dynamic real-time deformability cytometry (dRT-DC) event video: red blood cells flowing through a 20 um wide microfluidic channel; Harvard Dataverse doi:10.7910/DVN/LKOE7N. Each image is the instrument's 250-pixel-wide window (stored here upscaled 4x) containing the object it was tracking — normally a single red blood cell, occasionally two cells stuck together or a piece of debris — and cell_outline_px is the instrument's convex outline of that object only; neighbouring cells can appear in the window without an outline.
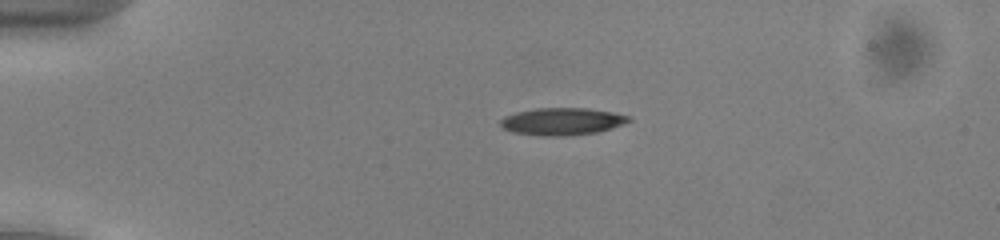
{"species": "common noctule bat (a hibernating species)", "species_latin": "Nyctalus noctula", "temperature_condition": "cold", "stored_images_in_passage": 48, "camera_frame_rate_fps": 3000, "um_per_image_px": 0.085, "animal": {"sex": "male", "body_mass_g": 13.0, "forearm_length_mm": 53.1}, "frame": {"image": 1, "passage_image": 8, "time_ms": 2.333, "image_size_px": [1000, 240], "cell_outline_px": [[632, 120], [612, 128], [596, 132], [568, 136], [540, 136], [512, 132], [504, 128], [500, 124], [500, 120], [504, 116], [516, 112], [536, 108], [588, 108], [612, 112], [632, 116]], "centroid_in_image_um": [47.78, 10.32], "position_along_channel_um": 37.2, "area_um2": 20.52}}
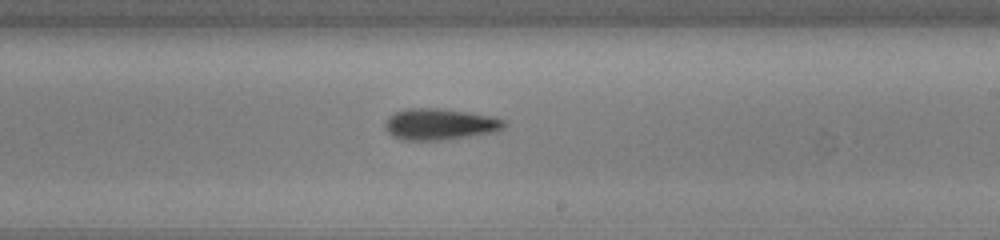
{"frame": {"image": 2, "passage_image": 28, "time_ms": 9.0, "image_size_px": [1000, 240], "cell_outline_px": [[508, 124], [504, 128], [496, 132], [444, 140], [400, 140], [392, 136], [384, 128], [384, 124], [396, 112], [408, 108], [440, 108], [468, 112], [492, 116], [504, 120]], "centroid_in_image_um": [37.42, 10.57], "position_along_channel_um": 251.6, "area_um2": 21.85}}
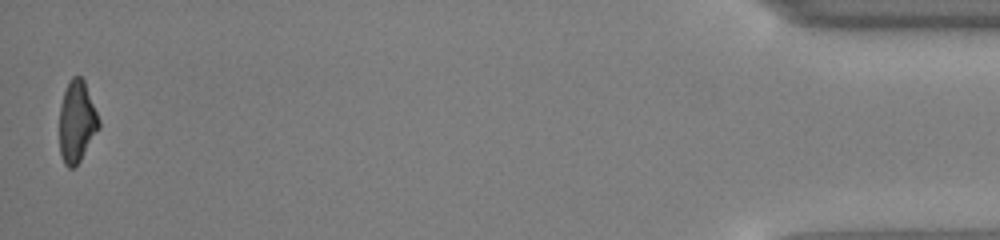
{"frame": {"image": 3, "passage_image": 48, "time_ms": 15.667, "image_size_px": [1000, 240], "cell_outline_px": [[100, 128], [80, 160], [72, 168], [68, 168], [64, 164], [60, 152], [60, 104], [68, 80], [72, 76], [80, 76], [84, 80], [100, 120]], "centroid_in_image_um": [6.53, 10.32], "position_along_channel_um": 428.7, "area_um2": 18.73}, "authors_computed_cell_mechanics": {"area_um2": 20.4323, "velocity_mm_per_s": 3.9448, "shape_relaxation_time_tau1_ms": 2.8266, "shape_relaxation_time_tau2_ms": 5.4912, "deformation_change_tau1": 0.1453, "deformation_change_tau2": 0.1886}}